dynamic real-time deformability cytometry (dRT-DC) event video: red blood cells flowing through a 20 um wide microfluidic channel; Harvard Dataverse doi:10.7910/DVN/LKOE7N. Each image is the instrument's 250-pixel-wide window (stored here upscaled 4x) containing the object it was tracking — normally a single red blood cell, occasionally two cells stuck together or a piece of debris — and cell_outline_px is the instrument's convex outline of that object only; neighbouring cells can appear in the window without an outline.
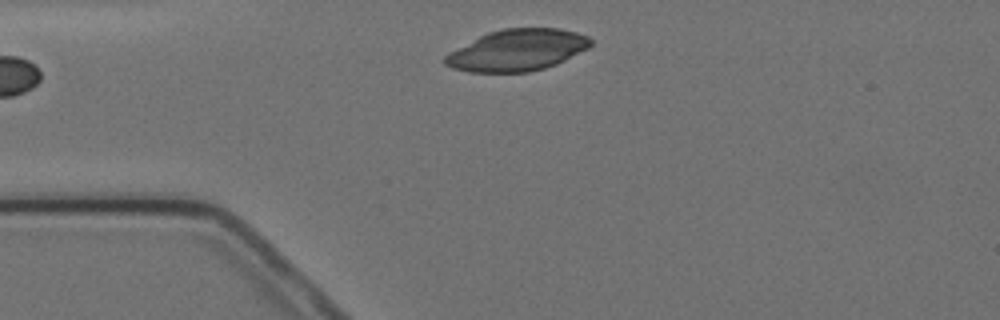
{"species": "Egyptian fruit bat (a non-hibernating species)", "species_latin": "Rousettus aegyptiacus", "temperature_condition": "cold", "stored_images_in_passage": 2, "camera_frame_rate_fps": 3000, "um_per_image_px": 0.085, "animal": {"sex": "female"}, "frame": {"image": 1, "passage_image": 2, "time_ms": 1.333, "image_size_px": [1000, 320], "cell_outline_px": [[592, 44], [588, 48], [556, 64], [544, 68], [528, 72], [468, 72], [452, 68], [444, 64], [444, 56], [448, 52], [488, 32], [504, 28], [560, 28], [576, 32], [588, 36], [592, 40]], "centroid_in_image_um": [43.95, 4.26], "position_along_channel_um": 41.0, "area_um2": 35.2}}